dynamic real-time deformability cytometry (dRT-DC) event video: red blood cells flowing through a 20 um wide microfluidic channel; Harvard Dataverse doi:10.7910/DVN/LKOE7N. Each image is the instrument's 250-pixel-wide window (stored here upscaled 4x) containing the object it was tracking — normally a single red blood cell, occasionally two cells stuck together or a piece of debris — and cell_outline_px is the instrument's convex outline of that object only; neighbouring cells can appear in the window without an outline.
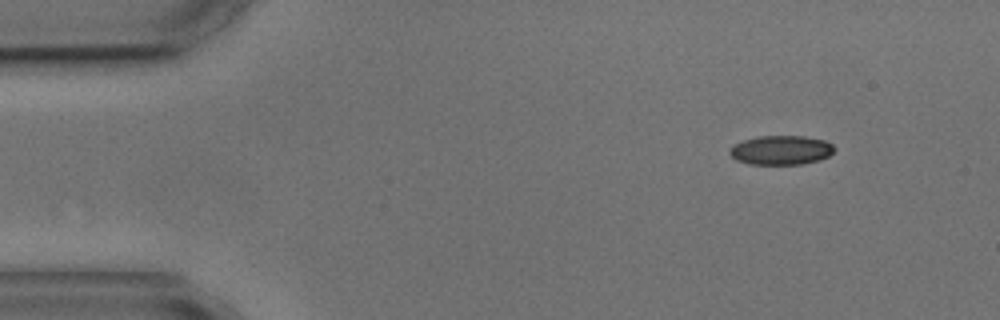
{"species": "common noctule bat (a hibernating species)", "species_latin": "Nyctalus noctula", "temperature_condition": "cold", "stored_images_in_passage": 3, "camera_frame_rate_fps": 3000, "um_per_image_px": 0.085, "animal": {"sex": "male", "body_mass_g": 17.9, "forearm_length_mm": 54.2}, "frame": {"image": 1, "passage_image": 1, "time_ms": 0.0, "image_size_px": [1000, 320], "cell_outline_px": [[836, 148], [828, 156], [820, 160], [800, 164], [748, 164], [736, 160], [728, 152], [732, 144], [756, 136], [804, 136], [824, 140], [832, 144]], "centroid_in_image_um": [66.36, 12.76], "position_along_channel_um": 18.6, "area_um2": 17.92}}